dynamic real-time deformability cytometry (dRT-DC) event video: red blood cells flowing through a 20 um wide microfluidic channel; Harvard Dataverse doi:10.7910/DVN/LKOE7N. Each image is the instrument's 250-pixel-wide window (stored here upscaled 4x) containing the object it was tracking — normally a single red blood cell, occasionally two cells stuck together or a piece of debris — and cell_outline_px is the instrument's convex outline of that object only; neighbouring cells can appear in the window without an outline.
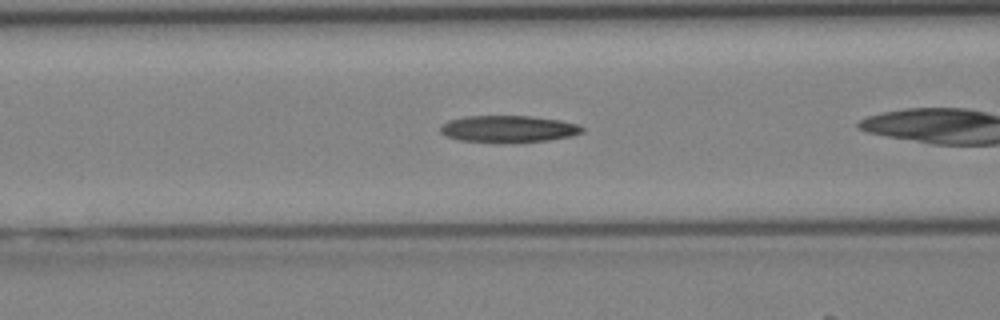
{"species": "Egyptian fruit bat (a non-hibernating species)", "species_latin": "Rousettus aegyptiacus", "temperature_condition": "cold", "stored_images_in_passage": 20, "camera_frame_rate_fps": 3000, "um_per_image_px": 0.085, "animal": {"sex": "female"}, "frame": {"image": 1, "passage_image": 4, "time_ms": 1.0, "image_size_px": [1000, 320], "cell_outline_px": [[584, 132], [572, 136], [548, 140], [504, 144], [460, 140], [448, 136], [440, 132], [440, 128], [444, 124], [452, 120], [468, 116], [532, 116], [560, 120], [576, 124], [584, 128]], "centroid_in_image_um": [43.26, 10.98], "position_along_channel_um": 123.3, "area_um2": 22.31}}
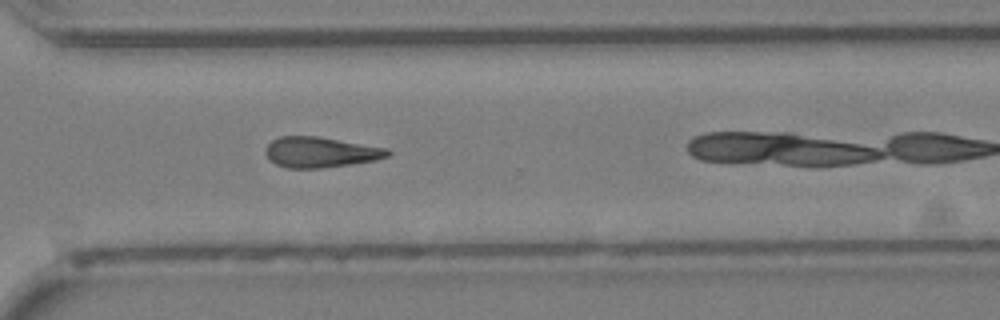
{"frame": {"image": 2, "passage_image": 17, "time_ms": 5.333, "image_size_px": [1000, 320], "cell_outline_px": [[392, 152], [388, 156], [372, 160], [348, 164], [320, 168], [288, 168], [276, 164], [264, 152], [268, 144], [272, 140], [280, 136], [320, 136], [388, 148]], "centroid_in_image_um": [27.24, 12.92], "position_along_channel_um": 343.4, "area_um2": 21.56}}